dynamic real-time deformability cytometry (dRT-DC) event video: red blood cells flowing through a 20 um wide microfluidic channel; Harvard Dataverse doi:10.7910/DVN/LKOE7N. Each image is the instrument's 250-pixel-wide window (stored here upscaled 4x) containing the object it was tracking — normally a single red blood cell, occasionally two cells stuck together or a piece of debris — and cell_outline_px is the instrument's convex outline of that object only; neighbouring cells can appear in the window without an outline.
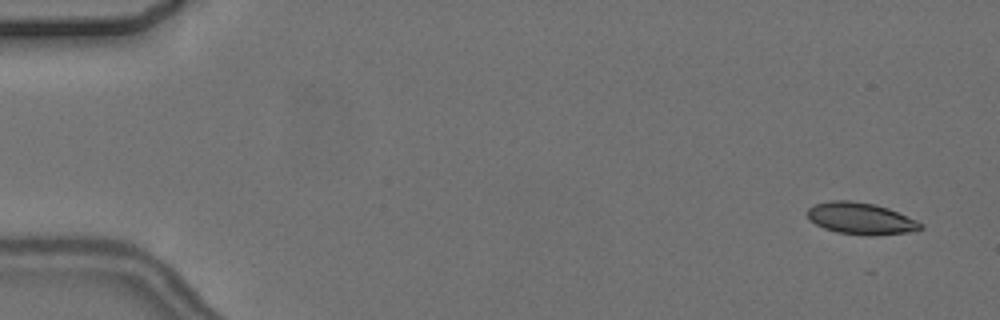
{"species": "common noctule bat (a hibernating species)", "species_latin": "Nyctalus noctula", "temperature_condition": "cold", "stored_images_in_passage": 1, "camera_frame_rate_fps": 3000, "um_per_image_px": 0.085, "animal": {"sex": "female", "body_mass_g": 24.6, "forearm_length_mm": 56.2}, "frame": {"image": 1, "passage_image": 1, "time_ms": 0.0, "image_size_px": [1000, 320], "cell_outline_px": [[924, 228], [908, 232], [872, 236], [868, 236], [836, 232], [824, 228], [816, 224], [808, 216], [808, 208], [816, 204], [832, 200], [848, 200], [872, 204], [888, 208], [916, 220], [924, 224]], "centroid_in_image_um": [73.19, 18.58], "position_along_channel_um": 11.8, "area_um2": 20.75}}